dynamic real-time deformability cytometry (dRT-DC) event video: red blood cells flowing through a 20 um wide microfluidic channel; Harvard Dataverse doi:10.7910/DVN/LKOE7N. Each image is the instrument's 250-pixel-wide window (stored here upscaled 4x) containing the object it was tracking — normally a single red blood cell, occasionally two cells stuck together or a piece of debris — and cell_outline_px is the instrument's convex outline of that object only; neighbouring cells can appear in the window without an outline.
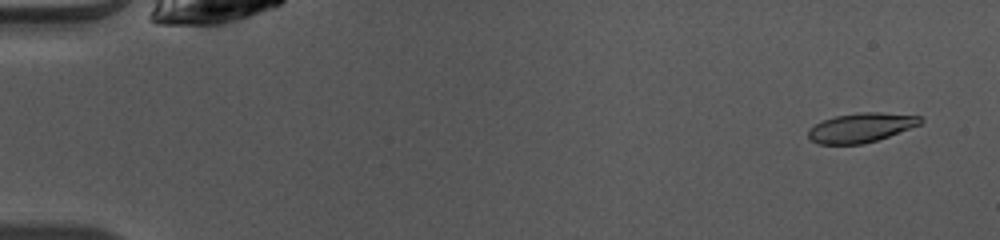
{"species": "common noctule bat (a hibernating species)", "species_latin": "Nyctalus noctula", "temperature_condition": "warm", "stored_images_in_passage": 49, "camera_frame_rate_fps": 3000, "um_per_image_px": 0.085, "animal": {"sex": "female", "body_mass_g": 10.0, "forearm_length_mm": 53.1}, "frame": {"image": 1, "passage_image": 3, "time_ms": 0.667, "image_size_px": [1000, 240], "cell_outline_px": [[924, 120], [920, 124], [888, 136], [864, 144], [816, 144], [808, 136], [808, 128], [824, 120], [836, 116], [860, 112], [880, 112], [920, 116]], "centroid_in_image_um": [73.17, 10.85], "position_along_channel_um": 11.8, "area_um2": 19.02}}
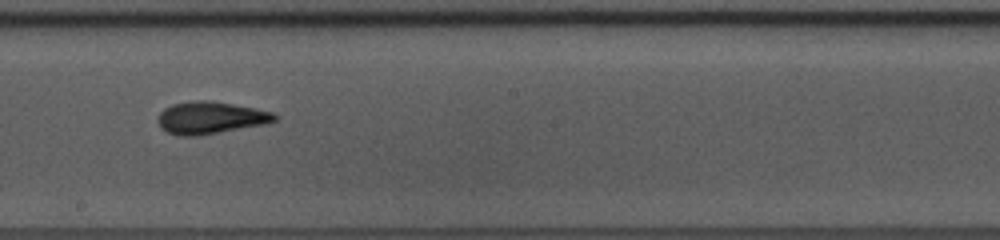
{"frame": {"image": 2, "passage_image": 28, "time_ms": 9.0, "image_size_px": [1000, 240], "cell_outline_px": [[276, 120], [268, 124], [196, 136], [176, 136], [160, 128], [156, 120], [160, 112], [164, 108], [172, 104], [196, 100], [212, 100], [256, 108], [272, 112], [276, 116]], "centroid_in_image_um": [17.87, 10.01], "position_along_channel_um": 230.3, "area_um2": 22.2}}
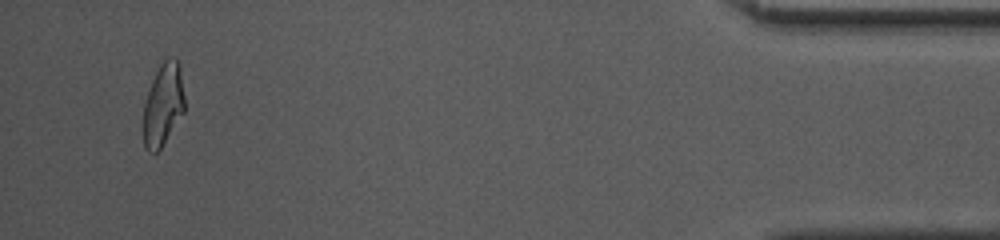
{"frame": {"image": 3, "passage_image": 47, "time_ms": 15.333, "image_size_px": [1000, 240], "cell_outline_px": [[184, 112], [160, 148], [156, 152], [148, 152], [144, 148], [144, 104], [152, 80], [160, 64], [168, 56], [176, 60], [180, 64], [184, 96]], "centroid_in_image_um": [13.87, 8.87], "position_along_channel_um": 421.3, "area_um2": 19.59}, "authors_computed_cell_mechanics": {"area_um2": 20.3456, "velocity_mm_per_s": 4.1021, "shape_relaxation_time_tau1_ms": 4.4817, "shape_relaxation_time_tau2_ms": 2.2716, "deformation_change_tau1": 0.1768, "deformation_change_tau2": 0.0853}}